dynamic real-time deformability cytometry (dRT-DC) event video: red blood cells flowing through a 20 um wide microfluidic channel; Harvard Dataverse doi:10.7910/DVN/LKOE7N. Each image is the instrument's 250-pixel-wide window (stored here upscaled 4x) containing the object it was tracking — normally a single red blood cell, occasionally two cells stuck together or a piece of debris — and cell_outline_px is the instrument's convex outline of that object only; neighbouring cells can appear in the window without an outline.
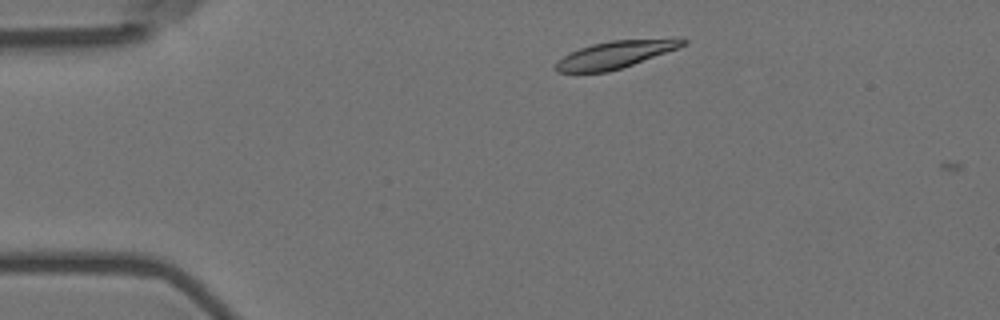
{"species": "Egyptian fruit bat (a non-hibernating species)", "species_latin": "Rousettus aegyptiacus", "temperature_condition": "room temperature", "stored_images_in_passage": 3, "camera_frame_rate_fps": 3000, "um_per_image_px": 0.085, "animal": {"sex": "female"}, "frame": {"image": 1, "passage_image": 1, "time_ms": 0.0, "image_size_px": [1000, 320], "cell_outline_px": [[688, 40], [680, 48], [608, 72], [556, 72], [552, 68], [564, 56], [580, 48], [592, 44], [612, 40]], "centroid_in_image_um": [52.2, 4.67], "position_along_channel_um": 32.8, "area_um2": 19.42}}